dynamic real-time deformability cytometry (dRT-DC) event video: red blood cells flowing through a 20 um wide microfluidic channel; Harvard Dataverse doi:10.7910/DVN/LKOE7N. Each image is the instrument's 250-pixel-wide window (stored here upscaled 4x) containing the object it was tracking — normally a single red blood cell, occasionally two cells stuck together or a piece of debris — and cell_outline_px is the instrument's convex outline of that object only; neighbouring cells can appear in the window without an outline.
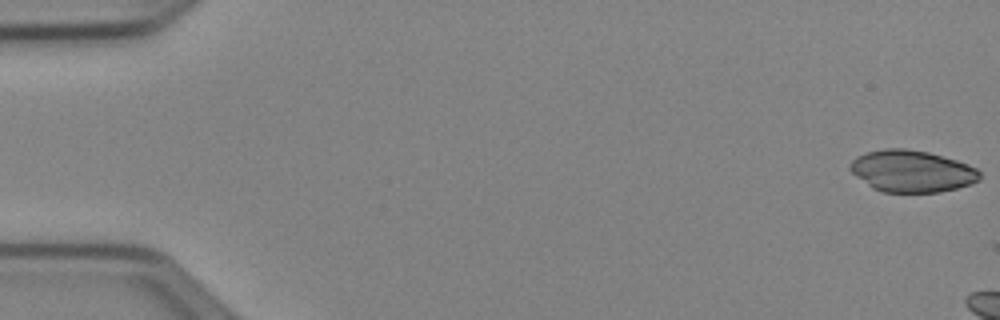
{"species": "Egyptian fruit bat (a non-hibernating species)", "species_latin": "Rousettus aegyptiacus", "temperature_condition": "cold", "stored_images_in_passage": 6, "camera_frame_rate_fps": 3000, "um_per_image_px": 0.085, "animal": {"sex": "female"}, "frame": {"image": 1, "passage_image": 1, "time_ms": 0.0, "image_size_px": [1000, 320], "cell_outline_px": [[980, 180], [972, 184], [940, 192], [884, 192], [872, 188], [856, 176], [848, 168], [848, 164], [856, 156], [868, 152], [884, 148], [904, 148], [928, 152], [956, 160], [968, 164], [976, 168], [980, 172]], "centroid_in_image_um": [77.5, 14.55], "position_along_channel_um": 7.5, "area_um2": 31.67}}